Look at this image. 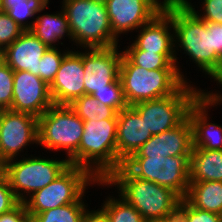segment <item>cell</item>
<instances>
[{
  "label": "cell",
  "mask_w": 222,
  "mask_h": 222,
  "mask_svg": "<svg viewBox=\"0 0 222 222\" xmlns=\"http://www.w3.org/2000/svg\"><path fill=\"white\" fill-rule=\"evenodd\" d=\"M117 119L84 121V131L70 165L88 170L97 180H105L116 170Z\"/></svg>",
  "instance_id": "cell-4"
},
{
  "label": "cell",
  "mask_w": 222,
  "mask_h": 222,
  "mask_svg": "<svg viewBox=\"0 0 222 222\" xmlns=\"http://www.w3.org/2000/svg\"><path fill=\"white\" fill-rule=\"evenodd\" d=\"M119 46L108 48H83L84 94L91 95L108 88L119 77L123 51Z\"/></svg>",
  "instance_id": "cell-12"
},
{
  "label": "cell",
  "mask_w": 222,
  "mask_h": 222,
  "mask_svg": "<svg viewBox=\"0 0 222 222\" xmlns=\"http://www.w3.org/2000/svg\"><path fill=\"white\" fill-rule=\"evenodd\" d=\"M86 209L82 218V222H110L106 212L102 208L97 210Z\"/></svg>",
  "instance_id": "cell-38"
},
{
  "label": "cell",
  "mask_w": 222,
  "mask_h": 222,
  "mask_svg": "<svg viewBox=\"0 0 222 222\" xmlns=\"http://www.w3.org/2000/svg\"><path fill=\"white\" fill-rule=\"evenodd\" d=\"M30 144L38 146V118L9 109L0 110V152L3 158L8 161L20 157Z\"/></svg>",
  "instance_id": "cell-11"
},
{
  "label": "cell",
  "mask_w": 222,
  "mask_h": 222,
  "mask_svg": "<svg viewBox=\"0 0 222 222\" xmlns=\"http://www.w3.org/2000/svg\"><path fill=\"white\" fill-rule=\"evenodd\" d=\"M185 199L194 207L221 215L222 182H190Z\"/></svg>",
  "instance_id": "cell-23"
},
{
  "label": "cell",
  "mask_w": 222,
  "mask_h": 222,
  "mask_svg": "<svg viewBox=\"0 0 222 222\" xmlns=\"http://www.w3.org/2000/svg\"><path fill=\"white\" fill-rule=\"evenodd\" d=\"M83 131L84 121L69 105L53 104L38 118V145L49 151H65L69 160L79 148Z\"/></svg>",
  "instance_id": "cell-7"
},
{
  "label": "cell",
  "mask_w": 222,
  "mask_h": 222,
  "mask_svg": "<svg viewBox=\"0 0 222 222\" xmlns=\"http://www.w3.org/2000/svg\"><path fill=\"white\" fill-rule=\"evenodd\" d=\"M69 107L83 121H101L105 119H117L118 112L107 105L98 103L97 100L88 94L74 100Z\"/></svg>",
  "instance_id": "cell-25"
},
{
  "label": "cell",
  "mask_w": 222,
  "mask_h": 222,
  "mask_svg": "<svg viewBox=\"0 0 222 222\" xmlns=\"http://www.w3.org/2000/svg\"><path fill=\"white\" fill-rule=\"evenodd\" d=\"M72 42L79 48L119 46L110 25L104 0H63ZM82 47V48H81Z\"/></svg>",
  "instance_id": "cell-3"
},
{
  "label": "cell",
  "mask_w": 222,
  "mask_h": 222,
  "mask_svg": "<svg viewBox=\"0 0 222 222\" xmlns=\"http://www.w3.org/2000/svg\"><path fill=\"white\" fill-rule=\"evenodd\" d=\"M6 160L3 158L1 152H0V172H4Z\"/></svg>",
  "instance_id": "cell-43"
},
{
  "label": "cell",
  "mask_w": 222,
  "mask_h": 222,
  "mask_svg": "<svg viewBox=\"0 0 222 222\" xmlns=\"http://www.w3.org/2000/svg\"><path fill=\"white\" fill-rule=\"evenodd\" d=\"M216 83L220 84V86L222 87V78L218 79ZM205 91H207L208 95L217 103V105L219 106L222 105V93L220 91L218 90L217 92L216 90L215 92H213L212 90L211 92L208 90H205Z\"/></svg>",
  "instance_id": "cell-40"
},
{
  "label": "cell",
  "mask_w": 222,
  "mask_h": 222,
  "mask_svg": "<svg viewBox=\"0 0 222 222\" xmlns=\"http://www.w3.org/2000/svg\"><path fill=\"white\" fill-rule=\"evenodd\" d=\"M0 222H30V216L24 203H19L10 212L0 215Z\"/></svg>",
  "instance_id": "cell-36"
},
{
  "label": "cell",
  "mask_w": 222,
  "mask_h": 222,
  "mask_svg": "<svg viewBox=\"0 0 222 222\" xmlns=\"http://www.w3.org/2000/svg\"><path fill=\"white\" fill-rule=\"evenodd\" d=\"M23 31L11 17L0 11V53L12 44Z\"/></svg>",
  "instance_id": "cell-33"
},
{
  "label": "cell",
  "mask_w": 222,
  "mask_h": 222,
  "mask_svg": "<svg viewBox=\"0 0 222 222\" xmlns=\"http://www.w3.org/2000/svg\"><path fill=\"white\" fill-rule=\"evenodd\" d=\"M163 10L172 18L175 55L180 47L199 71L209 75L208 78L214 81L222 78V59L212 48L211 31L207 29L206 22L185 3L168 5Z\"/></svg>",
  "instance_id": "cell-1"
},
{
  "label": "cell",
  "mask_w": 222,
  "mask_h": 222,
  "mask_svg": "<svg viewBox=\"0 0 222 222\" xmlns=\"http://www.w3.org/2000/svg\"><path fill=\"white\" fill-rule=\"evenodd\" d=\"M163 7H166L168 5H175V4H182L184 3L186 0H157Z\"/></svg>",
  "instance_id": "cell-42"
},
{
  "label": "cell",
  "mask_w": 222,
  "mask_h": 222,
  "mask_svg": "<svg viewBox=\"0 0 222 222\" xmlns=\"http://www.w3.org/2000/svg\"><path fill=\"white\" fill-rule=\"evenodd\" d=\"M85 197L76 203H70L60 207L46 210L39 214H29L30 222H82L87 203Z\"/></svg>",
  "instance_id": "cell-26"
},
{
  "label": "cell",
  "mask_w": 222,
  "mask_h": 222,
  "mask_svg": "<svg viewBox=\"0 0 222 222\" xmlns=\"http://www.w3.org/2000/svg\"><path fill=\"white\" fill-rule=\"evenodd\" d=\"M98 186L117 187L118 196L132 205L144 220L165 218L177 214L181 198L173 191L157 183L134 177L123 165Z\"/></svg>",
  "instance_id": "cell-2"
},
{
  "label": "cell",
  "mask_w": 222,
  "mask_h": 222,
  "mask_svg": "<svg viewBox=\"0 0 222 222\" xmlns=\"http://www.w3.org/2000/svg\"><path fill=\"white\" fill-rule=\"evenodd\" d=\"M214 106L217 103L206 91L190 105L187 117L192 125V149L222 150V126L210 122L208 116V110Z\"/></svg>",
  "instance_id": "cell-17"
},
{
  "label": "cell",
  "mask_w": 222,
  "mask_h": 222,
  "mask_svg": "<svg viewBox=\"0 0 222 222\" xmlns=\"http://www.w3.org/2000/svg\"><path fill=\"white\" fill-rule=\"evenodd\" d=\"M91 96H93L98 103L114 108L118 113L129 106L125 100L119 77L113 83L109 84L108 88H102L98 90V92L91 94Z\"/></svg>",
  "instance_id": "cell-30"
},
{
  "label": "cell",
  "mask_w": 222,
  "mask_h": 222,
  "mask_svg": "<svg viewBox=\"0 0 222 222\" xmlns=\"http://www.w3.org/2000/svg\"><path fill=\"white\" fill-rule=\"evenodd\" d=\"M97 181L85 168L70 165L54 181L34 192L23 203L29 214H39L52 208L76 203L86 196L84 193L87 187L96 185Z\"/></svg>",
  "instance_id": "cell-8"
},
{
  "label": "cell",
  "mask_w": 222,
  "mask_h": 222,
  "mask_svg": "<svg viewBox=\"0 0 222 222\" xmlns=\"http://www.w3.org/2000/svg\"><path fill=\"white\" fill-rule=\"evenodd\" d=\"M47 49L31 30H26L0 53V58L13 71H29L39 76L40 59Z\"/></svg>",
  "instance_id": "cell-19"
},
{
  "label": "cell",
  "mask_w": 222,
  "mask_h": 222,
  "mask_svg": "<svg viewBox=\"0 0 222 222\" xmlns=\"http://www.w3.org/2000/svg\"><path fill=\"white\" fill-rule=\"evenodd\" d=\"M125 100L129 106L177 93L187 82L178 69L146 70L124 53L119 68Z\"/></svg>",
  "instance_id": "cell-5"
},
{
  "label": "cell",
  "mask_w": 222,
  "mask_h": 222,
  "mask_svg": "<svg viewBox=\"0 0 222 222\" xmlns=\"http://www.w3.org/2000/svg\"><path fill=\"white\" fill-rule=\"evenodd\" d=\"M205 90L187 82L177 93L131 106L145 121L152 135L178 126L186 117L190 105Z\"/></svg>",
  "instance_id": "cell-10"
},
{
  "label": "cell",
  "mask_w": 222,
  "mask_h": 222,
  "mask_svg": "<svg viewBox=\"0 0 222 222\" xmlns=\"http://www.w3.org/2000/svg\"><path fill=\"white\" fill-rule=\"evenodd\" d=\"M28 0H0V11L6 12L13 5L27 4Z\"/></svg>",
  "instance_id": "cell-39"
},
{
  "label": "cell",
  "mask_w": 222,
  "mask_h": 222,
  "mask_svg": "<svg viewBox=\"0 0 222 222\" xmlns=\"http://www.w3.org/2000/svg\"><path fill=\"white\" fill-rule=\"evenodd\" d=\"M40 157L41 155L38 157L30 155V157L14 158L6 162L4 174L20 203L50 184L70 166L66 158L54 160Z\"/></svg>",
  "instance_id": "cell-6"
},
{
  "label": "cell",
  "mask_w": 222,
  "mask_h": 222,
  "mask_svg": "<svg viewBox=\"0 0 222 222\" xmlns=\"http://www.w3.org/2000/svg\"><path fill=\"white\" fill-rule=\"evenodd\" d=\"M134 177L173 190L184 199L189 189L190 156L129 157L122 164Z\"/></svg>",
  "instance_id": "cell-9"
},
{
  "label": "cell",
  "mask_w": 222,
  "mask_h": 222,
  "mask_svg": "<svg viewBox=\"0 0 222 222\" xmlns=\"http://www.w3.org/2000/svg\"><path fill=\"white\" fill-rule=\"evenodd\" d=\"M190 182H222V150L192 149Z\"/></svg>",
  "instance_id": "cell-22"
},
{
  "label": "cell",
  "mask_w": 222,
  "mask_h": 222,
  "mask_svg": "<svg viewBox=\"0 0 222 222\" xmlns=\"http://www.w3.org/2000/svg\"><path fill=\"white\" fill-rule=\"evenodd\" d=\"M101 208L110 222H144L142 215L120 196L117 198L109 195Z\"/></svg>",
  "instance_id": "cell-27"
},
{
  "label": "cell",
  "mask_w": 222,
  "mask_h": 222,
  "mask_svg": "<svg viewBox=\"0 0 222 222\" xmlns=\"http://www.w3.org/2000/svg\"><path fill=\"white\" fill-rule=\"evenodd\" d=\"M202 10L196 11L195 6L186 0L184 3L205 22H214L222 24V0H201ZM202 11V12H201ZM201 12V13H199Z\"/></svg>",
  "instance_id": "cell-34"
},
{
  "label": "cell",
  "mask_w": 222,
  "mask_h": 222,
  "mask_svg": "<svg viewBox=\"0 0 222 222\" xmlns=\"http://www.w3.org/2000/svg\"><path fill=\"white\" fill-rule=\"evenodd\" d=\"M14 71L0 58V110L10 109L13 100Z\"/></svg>",
  "instance_id": "cell-32"
},
{
  "label": "cell",
  "mask_w": 222,
  "mask_h": 222,
  "mask_svg": "<svg viewBox=\"0 0 222 222\" xmlns=\"http://www.w3.org/2000/svg\"><path fill=\"white\" fill-rule=\"evenodd\" d=\"M67 50L61 51L57 48H48L40 59L39 64V77L50 86L54 81L56 74L60 68L64 56L69 52Z\"/></svg>",
  "instance_id": "cell-29"
},
{
  "label": "cell",
  "mask_w": 222,
  "mask_h": 222,
  "mask_svg": "<svg viewBox=\"0 0 222 222\" xmlns=\"http://www.w3.org/2000/svg\"><path fill=\"white\" fill-rule=\"evenodd\" d=\"M53 105L49 86L29 71H14L13 100L9 110L39 118Z\"/></svg>",
  "instance_id": "cell-14"
},
{
  "label": "cell",
  "mask_w": 222,
  "mask_h": 222,
  "mask_svg": "<svg viewBox=\"0 0 222 222\" xmlns=\"http://www.w3.org/2000/svg\"><path fill=\"white\" fill-rule=\"evenodd\" d=\"M139 29L136 31L138 34L135 40L126 49H140L157 53H175L172 18L164 10Z\"/></svg>",
  "instance_id": "cell-20"
},
{
  "label": "cell",
  "mask_w": 222,
  "mask_h": 222,
  "mask_svg": "<svg viewBox=\"0 0 222 222\" xmlns=\"http://www.w3.org/2000/svg\"><path fill=\"white\" fill-rule=\"evenodd\" d=\"M19 203L10 187L6 175L4 172H0V215L10 212Z\"/></svg>",
  "instance_id": "cell-35"
},
{
  "label": "cell",
  "mask_w": 222,
  "mask_h": 222,
  "mask_svg": "<svg viewBox=\"0 0 222 222\" xmlns=\"http://www.w3.org/2000/svg\"><path fill=\"white\" fill-rule=\"evenodd\" d=\"M193 148L192 125L186 117L178 126L152 137L130 157L191 156Z\"/></svg>",
  "instance_id": "cell-16"
},
{
  "label": "cell",
  "mask_w": 222,
  "mask_h": 222,
  "mask_svg": "<svg viewBox=\"0 0 222 222\" xmlns=\"http://www.w3.org/2000/svg\"><path fill=\"white\" fill-rule=\"evenodd\" d=\"M49 0H28L27 4L13 5L5 13L11 17L24 31L31 30L36 15L44 11ZM33 18V21L30 20ZM29 19L30 21H28ZM27 20V21H26Z\"/></svg>",
  "instance_id": "cell-28"
},
{
  "label": "cell",
  "mask_w": 222,
  "mask_h": 222,
  "mask_svg": "<svg viewBox=\"0 0 222 222\" xmlns=\"http://www.w3.org/2000/svg\"><path fill=\"white\" fill-rule=\"evenodd\" d=\"M177 216L179 222H222L221 215L194 208L185 198L179 203Z\"/></svg>",
  "instance_id": "cell-31"
},
{
  "label": "cell",
  "mask_w": 222,
  "mask_h": 222,
  "mask_svg": "<svg viewBox=\"0 0 222 222\" xmlns=\"http://www.w3.org/2000/svg\"><path fill=\"white\" fill-rule=\"evenodd\" d=\"M82 52L70 50L63 58L52 84L50 95L55 105H69L84 95Z\"/></svg>",
  "instance_id": "cell-15"
},
{
  "label": "cell",
  "mask_w": 222,
  "mask_h": 222,
  "mask_svg": "<svg viewBox=\"0 0 222 222\" xmlns=\"http://www.w3.org/2000/svg\"><path fill=\"white\" fill-rule=\"evenodd\" d=\"M57 13L37 14L31 32L38 37L48 48H57L59 44L64 45L59 41L68 37L69 42L72 41L70 34L68 19L63 9ZM61 42V43H60ZM58 43V44H54ZM57 45V46H56Z\"/></svg>",
  "instance_id": "cell-21"
},
{
  "label": "cell",
  "mask_w": 222,
  "mask_h": 222,
  "mask_svg": "<svg viewBox=\"0 0 222 222\" xmlns=\"http://www.w3.org/2000/svg\"><path fill=\"white\" fill-rule=\"evenodd\" d=\"M206 27L211 31L212 48L222 59V24L206 22Z\"/></svg>",
  "instance_id": "cell-37"
},
{
  "label": "cell",
  "mask_w": 222,
  "mask_h": 222,
  "mask_svg": "<svg viewBox=\"0 0 222 222\" xmlns=\"http://www.w3.org/2000/svg\"><path fill=\"white\" fill-rule=\"evenodd\" d=\"M113 35L136 32L149 23L163 6L157 0H104Z\"/></svg>",
  "instance_id": "cell-13"
},
{
  "label": "cell",
  "mask_w": 222,
  "mask_h": 222,
  "mask_svg": "<svg viewBox=\"0 0 222 222\" xmlns=\"http://www.w3.org/2000/svg\"><path fill=\"white\" fill-rule=\"evenodd\" d=\"M122 51L135 65L149 71L156 69H178L180 76L188 82L187 78L182 74L181 66H178L179 58L175 53L148 52L140 49H125Z\"/></svg>",
  "instance_id": "cell-24"
},
{
  "label": "cell",
  "mask_w": 222,
  "mask_h": 222,
  "mask_svg": "<svg viewBox=\"0 0 222 222\" xmlns=\"http://www.w3.org/2000/svg\"><path fill=\"white\" fill-rule=\"evenodd\" d=\"M144 222H179V219L177 214H175L165 218L144 220Z\"/></svg>",
  "instance_id": "cell-41"
},
{
  "label": "cell",
  "mask_w": 222,
  "mask_h": 222,
  "mask_svg": "<svg viewBox=\"0 0 222 222\" xmlns=\"http://www.w3.org/2000/svg\"><path fill=\"white\" fill-rule=\"evenodd\" d=\"M151 137L145 121L131 106L122 109L117 114L116 170Z\"/></svg>",
  "instance_id": "cell-18"
}]
</instances>
